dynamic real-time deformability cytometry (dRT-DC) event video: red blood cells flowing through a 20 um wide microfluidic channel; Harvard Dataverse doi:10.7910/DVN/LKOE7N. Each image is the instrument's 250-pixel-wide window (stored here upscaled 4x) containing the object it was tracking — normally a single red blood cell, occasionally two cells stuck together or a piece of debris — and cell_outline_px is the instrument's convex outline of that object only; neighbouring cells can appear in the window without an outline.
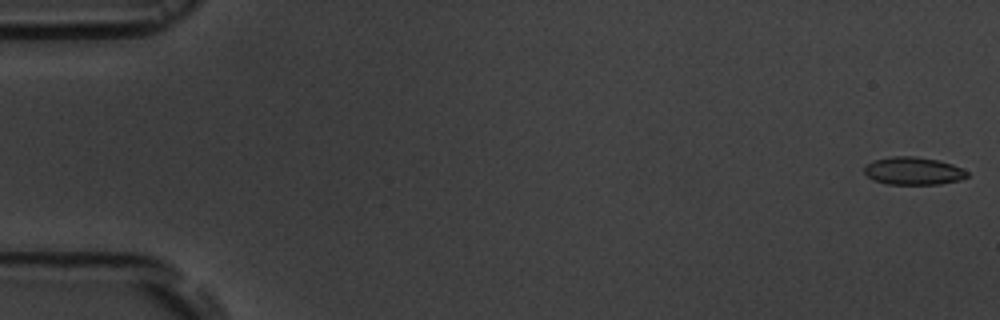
{"species": "common noctule bat (a hibernating species)", "species_latin": "Nyctalus noctula", "temperature_condition": "room temperature", "stored_images_in_passage": 18, "segment_of_instrument_passage": [1, 2], "camera_frame_rate_fps": 3000, "um_per_image_px": 0.085, "animal": {"sex": "male", "body_mass_g": 19.5, "forearm_length_mm": 54.6}, "frame": {"image": 1, "passage_image": 1, "time_ms": 0.0, "image_size_px": [1000, 320], "cell_outline_px": [[968, 176], [960, 180], [940, 184], [888, 184], [872, 180], [864, 172], [864, 164], [872, 160], [892, 156], [912, 156], [940, 160], [952, 164], [968, 172]], "centroid_in_image_um": [77.59, 14.52], "position_along_channel_um": 7.4, "area_um2": 16.76}}
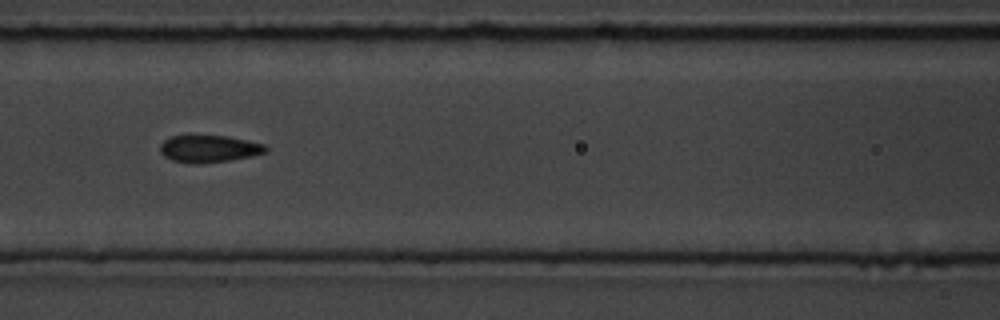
{"frame": {"image": 2, "passage_image": 8, "time_ms": 8.0, "image_size_px": [1000, 320], "cell_outline_px": [[268, 148], [264, 152], [252, 156], [228, 160], [200, 164], [188, 164], [172, 160], [164, 156], [160, 152], [160, 144], [164, 140], [172, 136], [188, 132], [228, 136], [248, 140], [264, 144]], "centroid_in_image_um": [17.69, 12.6], "position_along_channel_um": 148.9, "area_um2": 17.51}}
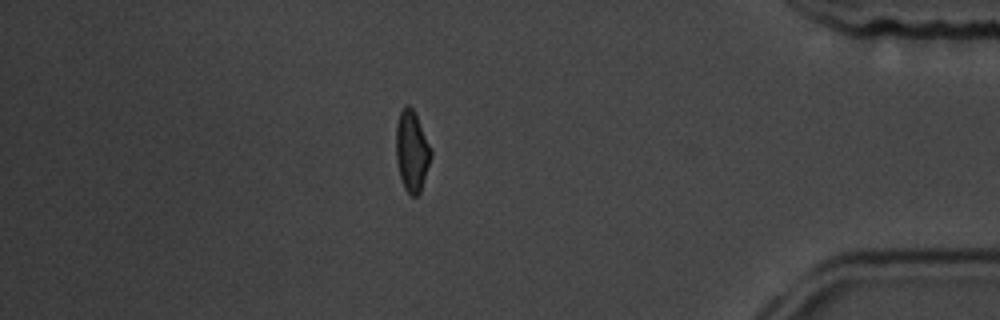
{"frame": {"image": 3, "passage_image": 15, "time_ms": 16.0, "image_size_px": [1000, 320], "cell_outline_px": [[432, 156], [420, 192], [416, 196], [412, 196], [404, 188], [400, 176], [396, 160], [396, 124], [400, 112], [408, 104], [412, 108], [432, 148]], "centroid_in_image_um": [35.01, 12.86], "position_along_channel_um": 400.2, "area_um2": 16.36}}